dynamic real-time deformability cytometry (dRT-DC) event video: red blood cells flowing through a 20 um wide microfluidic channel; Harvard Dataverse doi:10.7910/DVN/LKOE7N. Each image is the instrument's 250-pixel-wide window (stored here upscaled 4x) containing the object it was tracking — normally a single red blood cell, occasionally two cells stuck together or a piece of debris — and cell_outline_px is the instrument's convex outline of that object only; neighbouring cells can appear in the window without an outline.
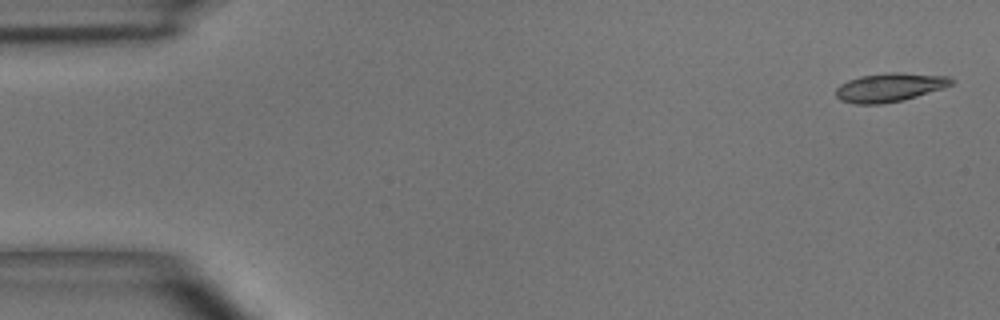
{"species": "common noctule bat (a hibernating species)", "species_latin": "Nyctalus noctula", "temperature_condition": "room temperature", "stored_images_in_passage": 4, "segment_of_instrument_passage": [2, 2], "camera_frame_rate_fps": 3000, "um_per_image_px": 0.085, "animal": {"sex": "male", "body_mass_g": 15.6}, "frame": {"image": 1, "passage_image": 4, "time_ms": 3.667, "image_size_px": [1000, 320], "cell_outline_px": [[956, 80], [952, 84], [944, 88], [916, 96], [900, 100], [880, 104], [856, 104], [840, 100], [836, 96], [836, 88], [840, 84], [848, 80], [860, 76], [888, 72], [896, 72], [948, 76]], "centroid_in_image_um": [75.62, 7.41], "position_along_channel_um": 9.4, "area_um2": 19.25}}